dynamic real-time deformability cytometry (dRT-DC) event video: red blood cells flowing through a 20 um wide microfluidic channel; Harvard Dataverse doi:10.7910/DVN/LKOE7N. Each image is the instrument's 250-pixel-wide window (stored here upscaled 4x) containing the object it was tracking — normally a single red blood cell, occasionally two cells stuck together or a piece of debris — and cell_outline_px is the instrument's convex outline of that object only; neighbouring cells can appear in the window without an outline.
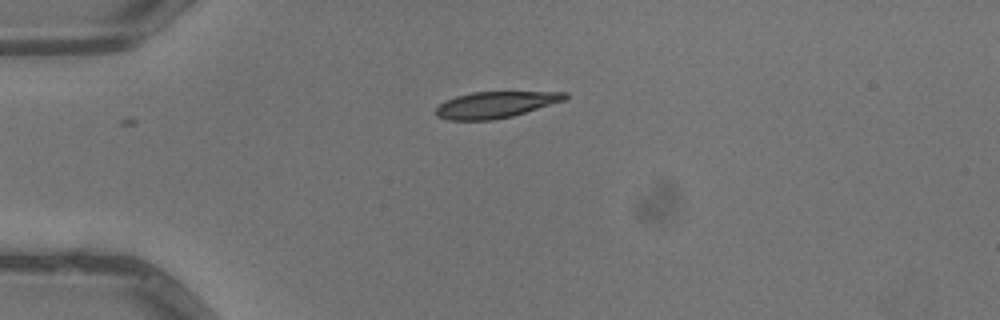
{"species": "common noctule bat (a hibernating species)", "species_latin": "Nyctalus noctula", "temperature_condition": "warm", "stored_images_in_passage": 5, "camera_frame_rate_fps": 3000, "um_per_image_px": 0.085, "animal": {"sex": "male", "body_mass_g": 13.3}, "frame": {"image": 1, "passage_image": 5, "time_ms": 1.333, "image_size_px": [1000, 320], "cell_outline_px": [[568, 96], [564, 100], [512, 116], [492, 120], [448, 120], [436, 116], [436, 108], [444, 100], [456, 96], [472, 92], [568, 92]], "centroid_in_image_um": [42.07, 8.9], "position_along_channel_um": 42.9, "area_um2": 19.65}}